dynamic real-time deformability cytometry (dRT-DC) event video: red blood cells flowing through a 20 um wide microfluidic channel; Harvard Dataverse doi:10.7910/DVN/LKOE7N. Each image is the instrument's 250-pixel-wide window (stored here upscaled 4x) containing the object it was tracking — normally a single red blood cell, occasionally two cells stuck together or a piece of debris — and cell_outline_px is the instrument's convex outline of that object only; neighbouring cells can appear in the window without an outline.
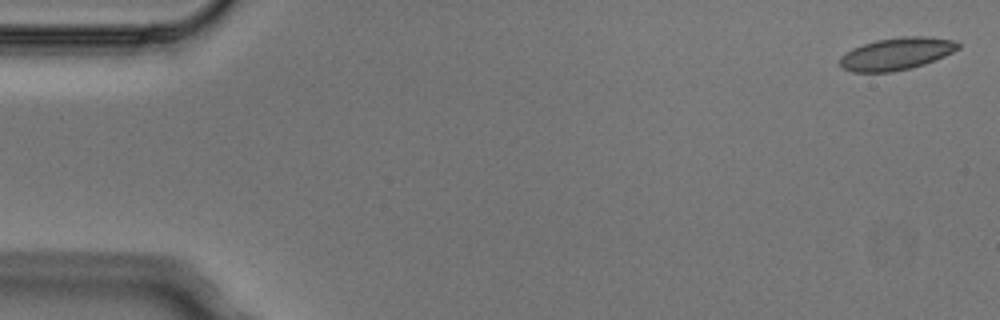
{"species": "Egyptian fruit bat (a non-hibernating species)", "species_latin": "Rousettus aegyptiacus", "temperature_condition": "cold", "stored_images_in_passage": 4, "camera_frame_rate_fps": 3000, "um_per_image_px": 0.085, "animal": {"sex": "male"}, "frame": {"image": 1, "passage_image": 1, "time_ms": 0.0, "image_size_px": [1000, 320], "cell_outline_px": [[960, 48], [944, 56], [924, 64], [912, 68], [892, 72], [852, 72], [840, 68], [840, 56], [852, 48], [876, 40], [904, 36], [924, 36], [956, 40], [960, 44]], "centroid_in_image_um": [76.19, 4.57], "position_along_channel_um": 8.8, "area_um2": 22.37}}
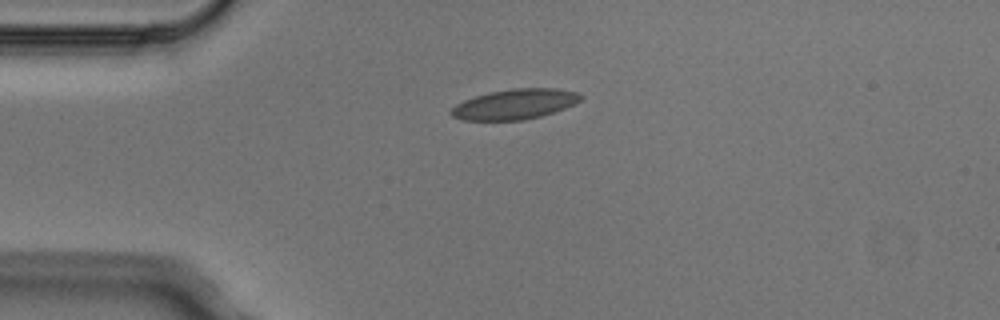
{"frame": {"image": 2, "passage_image": 4, "time_ms": 1.0, "image_size_px": [1000, 320], "cell_outline_px": [[584, 96], [580, 100], [564, 108], [540, 116], [524, 120], [464, 120], [452, 116], [448, 112], [456, 104], [464, 100], [488, 92], [512, 88], [556, 88], [576, 92]], "centroid_in_image_um": [43.73, 8.85], "position_along_channel_um": 41.3, "area_um2": 22.66}}